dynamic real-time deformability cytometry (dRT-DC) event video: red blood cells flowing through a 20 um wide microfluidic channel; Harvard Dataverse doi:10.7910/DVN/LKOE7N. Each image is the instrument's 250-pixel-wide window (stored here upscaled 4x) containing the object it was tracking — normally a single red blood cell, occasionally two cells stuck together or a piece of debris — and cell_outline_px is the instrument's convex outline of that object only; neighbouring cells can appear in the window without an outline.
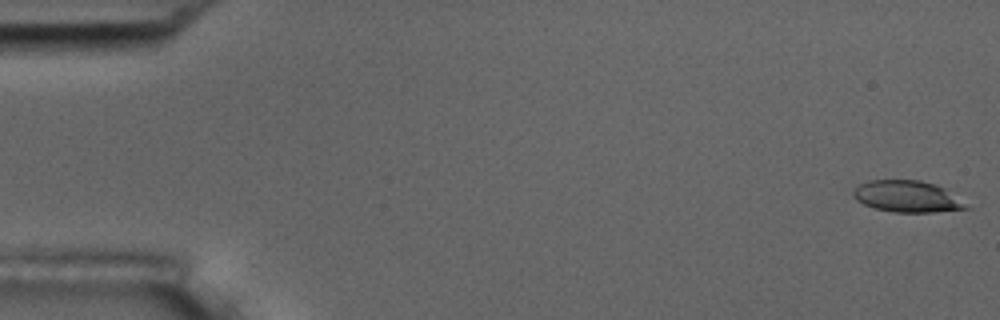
{"species": "common noctule bat (a hibernating species)", "species_latin": "Nyctalus noctula", "temperature_condition": "room temperature", "stored_images_in_passage": 6, "camera_frame_rate_fps": 3000, "um_per_image_px": 0.085, "animal": {"sex": "male", "body_mass_g": 17.5, "forearm_length_mm": 52.3}, "frame": {"image": 1, "passage_image": 1, "time_ms": 0.0, "image_size_px": [1000, 320], "cell_outline_px": [[972, 208], [932, 212], [892, 212], [876, 208], [864, 204], [856, 200], [852, 196], [852, 192], [860, 184], [868, 180], [920, 180], [936, 184], [944, 188]], "centroid_in_image_um": [77.09, 16.7], "position_along_channel_um": 7.9, "area_um2": 20.63}}
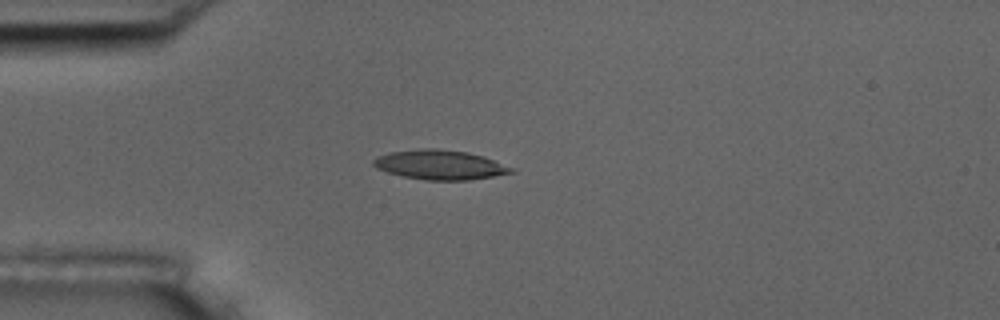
{"frame": {"image": 2, "passage_image": 5, "time_ms": 4.667, "image_size_px": [1000, 320], "cell_outline_px": [[516, 172], [468, 180], [424, 180], [404, 176], [388, 172], [376, 168], [372, 164], [372, 160], [376, 156], [388, 152], [420, 148], [436, 148], [468, 152], [484, 156], [516, 168]], "centroid_in_image_um": [37.4, 13.99], "position_along_channel_um": 47.6, "area_um2": 23.99}}